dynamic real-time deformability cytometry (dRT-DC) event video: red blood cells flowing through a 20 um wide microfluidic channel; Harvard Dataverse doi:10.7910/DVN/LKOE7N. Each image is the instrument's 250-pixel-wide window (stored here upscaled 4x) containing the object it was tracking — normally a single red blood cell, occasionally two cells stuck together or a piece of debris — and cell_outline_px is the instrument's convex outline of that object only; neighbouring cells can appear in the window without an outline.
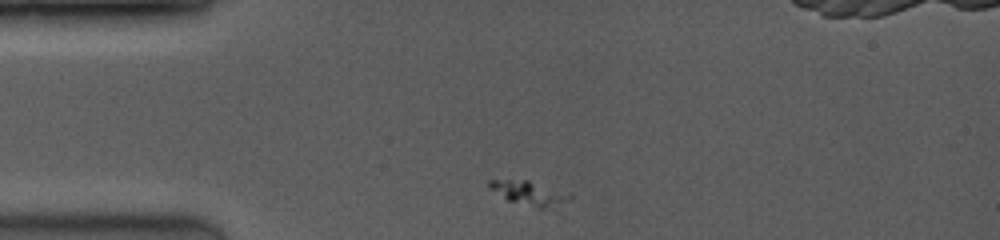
{"species": "common noctule bat (a hibernating species)", "species_latin": "Nyctalus noctula", "temperature_condition": "room temperature", "stored_images_in_passage": 28, "camera_frame_rate_fps": 3500, "um_per_image_px": 0.085, "animal": {"sex": "female", "body_mass_g": 19.0, "forearm_length_mm": 53.3}, "frame": {"image": 1, "passage_image": 1, "time_ms": 0.0, "image_size_px": [1000, 240], "cell_outline_px": [[572, 196], [568, 200], [544, 208], [540, 208], [508, 200], [488, 188], [488, 180], [528, 180], [572, 192]], "centroid_in_image_um": [45.0, 16.37], "position_along_channel_um": 40.0, "area_um2": 11.16}}
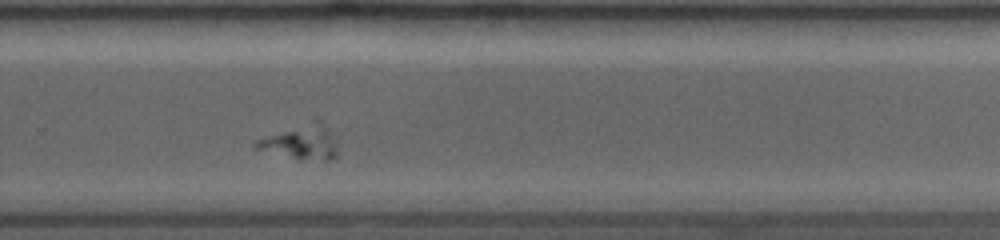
{"frame": {"image": 2, "passage_image": 19, "time_ms": 7.143, "image_size_px": [1000, 240], "cell_outline_px": [[336, 156], [332, 160], [324, 160], [292, 156], [256, 148], [252, 144], [256, 140], [316, 116], [320, 116], [336, 140]], "centroid_in_image_um": [25.67, 11.97], "position_along_channel_um": 304.1, "area_um2": 16.36}}
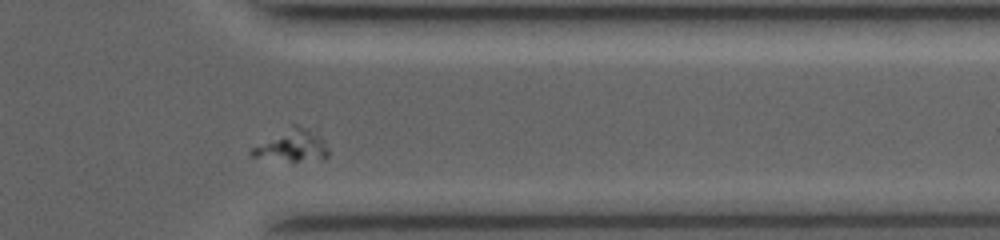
{"frame": {"image": 3, "passage_image": 25, "time_ms": 9.143, "image_size_px": [1000, 240], "cell_outline_px": [[328, 156], [300, 160], [288, 160], [252, 156], [248, 152], [252, 148], [292, 124], [296, 124], [304, 128], [324, 140], [328, 152]], "centroid_in_image_um": [24.78, 12.35], "position_along_channel_um": 386.6, "area_um2": 13.29}}